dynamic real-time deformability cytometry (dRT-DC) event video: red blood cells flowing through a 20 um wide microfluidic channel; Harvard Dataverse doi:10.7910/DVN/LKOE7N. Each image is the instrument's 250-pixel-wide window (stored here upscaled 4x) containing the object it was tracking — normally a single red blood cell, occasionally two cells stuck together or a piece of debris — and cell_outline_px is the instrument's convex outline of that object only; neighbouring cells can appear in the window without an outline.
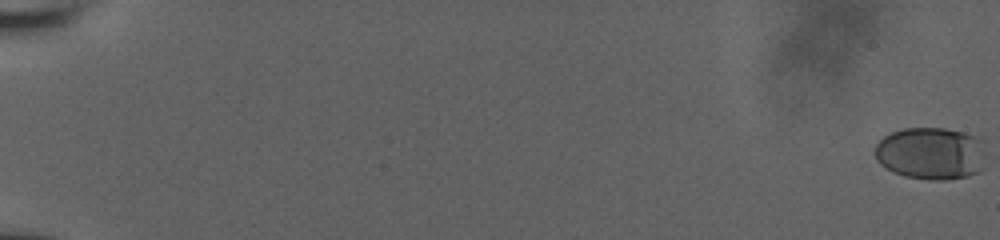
{"species": "human", "species_latin": "Homo sapiens", "temperature_condition": "room temperature", "stored_images_in_passage": 21, "camera_frame_rate_fps": 3000, "um_per_image_px": 0.085, "donor": {"sex": "male"}, "frame": {"image": 1, "passage_image": 1, "time_ms": 0.0, "image_size_px": [1000, 240], "cell_outline_px": [[980, 168], [976, 172], [968, 176], [944, 180], [932, 180], [904, 176], [892, 172], [880, 164], [876, 160], [876, 144], [884, 136], [892, 132], [904, 128], [944, 128], [964, 132], [980, 140]], "centroid_in_image_um": [79.02, 13.04], "position_along_channel_um": 6.0, "area_um2": 33.18}}
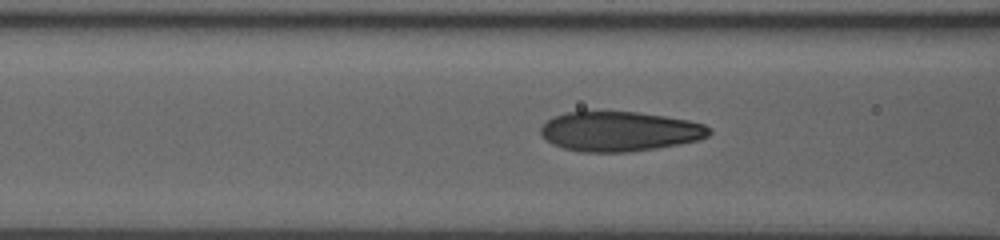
{"frame": {"image": 2, "passage_image": 19, "time_ms": 9.0, "image_size_px": [1000, 240], "cell_outline_px": [[712, 132], [708, 136], [696, 140], [676, 144], [628, 152], [580, 152], [564, 148], [552, 144], [540, 136], [540, 128], [552, 116], [568, 112], [636, 112], [664, 116], [688, 120], [704, 124]], "centroid_in_image_um": [52.61, 11.17], "position_along_channel_um": 114.0, "area_um2": 38.73}}
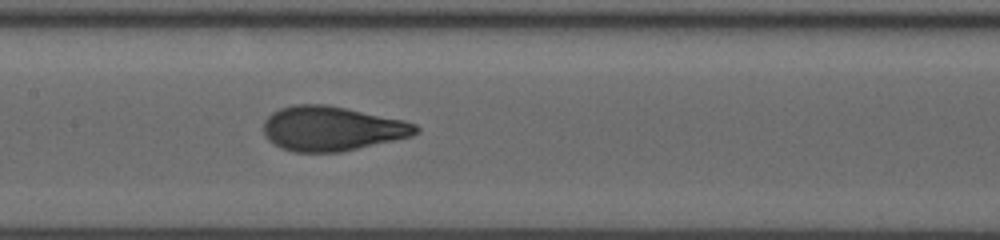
{"frame": {"image": 3, "passage_image": 21, "time_ms": 10.667, "image_size_px": [1000, 240], "cell_outline_px": [[420, 132], [412, 136], [340, 152], [296, 152], [280, 148], [268, 140], [264, 136], [264, 120], [272, 112], [280, 108], [296, 104], [328, 104], [404, 120], [416, 124], [420, 128]], "centroid_in_image_um": [28.2, 10.92], "position_along_channel_um": 179.2, "area_um2": 39.71}}